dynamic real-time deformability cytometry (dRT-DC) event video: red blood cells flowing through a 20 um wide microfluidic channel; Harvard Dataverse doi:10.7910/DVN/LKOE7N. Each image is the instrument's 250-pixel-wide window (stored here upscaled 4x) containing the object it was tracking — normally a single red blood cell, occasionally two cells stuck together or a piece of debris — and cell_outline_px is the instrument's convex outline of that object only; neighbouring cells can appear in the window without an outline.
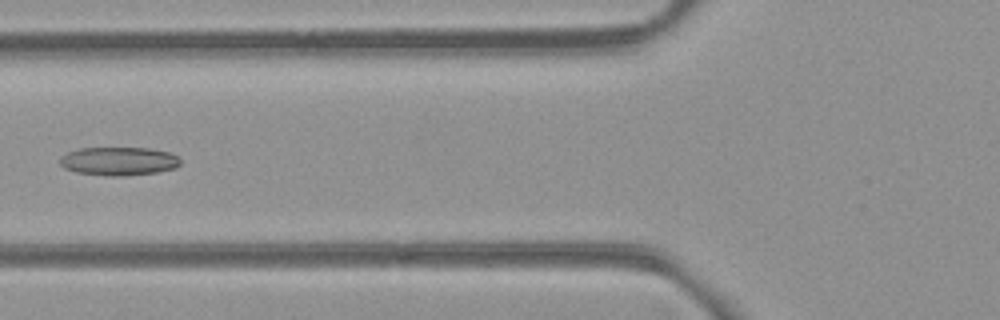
{"species": "common noctule bat (a hibernating species)", "species_latin": "Nyctalus noctula", "temperature_condition": "room temperature", "stored_images_in_passage": 6, "camera_frame_rate_fps": 3000, "um_per_image_px": 0.085, "animal": {"sex": "female", "body_mass_g": 21.9}, "frame": {"image": 1, "passage_image": 5, "time_ms": 4.667, "image_size_px": [1000, 320], "cell_outline_px": [[180, 164], [176, 168], [156, 172], [124, 176], [104, 176], [76, 172], [64, 168], [60, 164], [60, 156], [68, 152], [80, 148], [148, 148], [168, 152], [180, 156]], "centroid_in_image_um": [10.1, 13.7], "position_along_channel_um": 115.7, "area_um2": 20.11}}
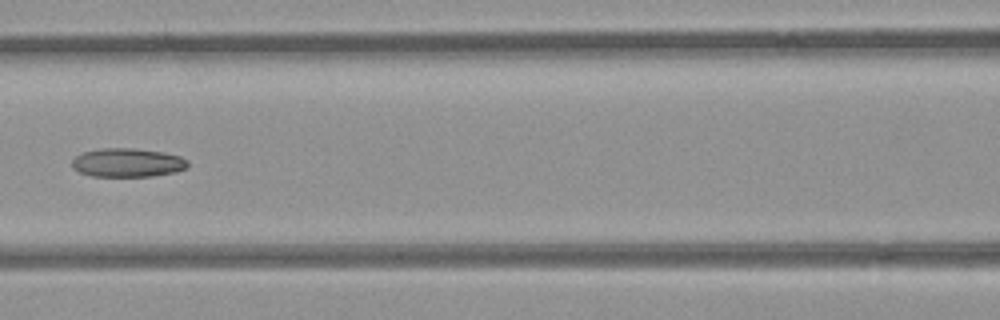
{"frame": {"image": 2, "passage_image": 6, "time_ms": 5.667, "image_size_px": [1000, 320], "cell_outline_px": [[188, 168], [176, 172], [152, 176], [92, 176], [80, 172], [72, 168], [72, 160], [76, 156], [84, 152], [100, 148], [132, 148], [160, 152], [180, 156], [188, 160]], "centroid_in_image_um": [10.85, 13.83], "position_along_channel_um": 155.8, "area_um2": 19.36}}